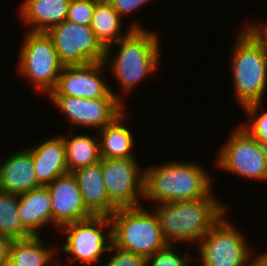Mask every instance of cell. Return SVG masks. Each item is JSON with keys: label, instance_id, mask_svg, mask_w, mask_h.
Returning a JSON list of instances; mask_svg holds the SVG:
<instances>
[{"label": "cell", "instance_id": "cell-13", "mask_svg": "<svg viewBox=\"0 0 267 266\" xmlns=\"http://www.w3.org/2000/svg\"><path fill=\"white\" fill-rule=\"evenodd\" d=\"M104 62L89 63L84 66H64L56 87L48 96H74L87 99L118 98L125 103L120 94L112 91L106 83Z\"/></svg>", "mask_w": 267, "mask_h": 266}, {"label": "cell", "instance_id": "cell-32", "mask_svg": "<svg viewBox=\"0 0 267 266\" xmlns=\"http://www.w3.org/2000/svg\"><path fill=\"white\" fill-rule=\"evenodd\" d=\"M249 266H267V255L265 253L253 256Z\"/></svg>", "mask_w": 267, "mask_h": 266}, {"label": "cell", "instance_id": "cell-11", "mask_svg": "<svg viewBox=\"0 0 267 266\" xmlns=\"http://www.w3.org/2000/svg\"><path fill=\"white\" fill-rule=\"evenodd\" d=\"M101 159V172L109 200L117 207L142 205L144 170L135 159ZM141 197V198H140Z\"/></svg>", "mask_w": 267, "mask_h": 266}, {"label": "cell", "instance_id": "cell-17", "mask_svg": "<svg viewBox=\"0 0 267 266\" xmlns=\"http://www.w3.org/2000/svg\"><path fill=\"white\" fill-rule=\"evenodd\" d=\"M78 183L82 199L94 216H108L117 209L109 200L101 172V161L72 172Z\"/></svg>", "mask_w": 267, "mask_h": 266}, {"label": "cell", "instance_id": "cell-9", "mask_svg": "<svg viewBox=\"0 0 267 266\" xmlns=\"http://www.w3.org/2000/svg\"><path fill=\"white\" fill-rule=\"evenodd\" d=\"M63 66L104 62L105 48L90 26L64 20L47 32Z\"/></svg>", "mask_w": 267, "mask_h": 266}, {"label": "cell", "instance_id": "cell-15", "mask_svg": "<svg viewBox=\"0 0 267 266\" xmlns=\"http://www.w3.org/2000/svg\"><path fill=\"white\" fill-rule=\"evenodd\" d=\"M36 179L41 186L49 185L55 178L68 173L66 146L62 134L45 138L29 147Z\"/></svg>", "mask_w": 267, "mask_h": 266}, {"label": "cell", "instance_id": "cell-6", "mask_svg": "<svg viewBox=\"0 0 267 266\" xmlns=\"http://www.w3.org/2000/svg\"><path fill=\"white\" fill-rule=\"evenodd\" d=\"M25 34L18 51V73L27 78L38 92L40 90L47 96L56 87L64 66L46 32L27 31Z\"/></svg>", "mask_w": 267, "mask_h": 266}, {"label": "cell", "instance_id": "cell-26", "mask_svg": "<svg viewBox=\"0 0 267 266\" xmlns=\"http://www.w3.org/2000/svg\"><path fill=\"white\" fill-rule=\"evenodd\" d=\"M172 244H167L152 256L146 258V266H189L190 256H181ZM189 260V261H188ZM189 262V263H188Z\"/></svg>", "mask_w": 267, "mask_h": 266}, {"label": "cell", "instance_id": "cell-25", "mask_svg": "<svg viewBox=\"0 0 267 266\" xmlns=\"http://www.w3.org/2000/svg\"><path fill=\"white\" fill-rule=\"evenodd\" d=\"M262 108V109H260ZM249 116L241 125L255 140L267 147V111H263L262 100L248 104L242 108ZM260 110L263 112H260Z\"/></svg>", "mask_w": 267, "mask_h": 266}, {"label": "cell", "instance_id": "cell-22", "mask_svg": "<svg viewBox=\"0 0 267 266\" xmlns=\"http://www.w3.org/2000/svg\"><path fill=\"white\" fill-rule=\"evenodd\" d=\"M41 241V236L13 241L8 266H59L55 251Z\"/></svg>", "mask_w": 267, "mask_h": 266}, {"label": "cell", "instance_id": "cell-30", "mask_svg": "<svg viewBox=\"0 0 267 266\" xmlns=\"http://www.w3.org/2000/svg\"><path fill=\"white\" fill-rule=\"evenodd\" d=\"M259 23V24H258ZM247 24L246 28L259 40L262 44L267 59V23L265 25L260 22Z\"/></svg>", "mask_w": 267, "mask_h": 266}, {"label": "cell", "instance_id": "cell-31", "mask_svg": "<svg viewBox=\"0 0 267 266\" xmlns=\"http://www.w3.org/2000/svg\"><path fill=\"white\" fill-rule=\"evenodd\" d=\"M13 240L0 235V265L9 264L10 249Z\"/></svg>", "mask_w": 267, "mask_h": 266}, {"label": "cell", "instance_id": "cell-20", "mask_svg": "<svg viewBox=\"0 0 267 266\" xmlns=\"http://www.w3.org/2000/svg\"><path fill=\"white\" fill-rule=\"evenodd\" d=\"M124 110L110 124L98 130L100 134L101 158L126 159L135 157L133 155L134 137L127 125V112ZM101 131V132H100Z\"/></svg>", "mask_w": 267, "mask_h": 266}, {"label": "cell", "instance_id": "cell-2", "mask_svg": "<svg viewBox=\"0 0 267 266\" xmlns=\"http://www.w3.org/2000/svg\"><path fill=\"white\" fill-rule=\"evenodd\" d=\"M208 174L203 166L184 160L146 167L143 199L156 204L201 199L214 190Z\"/></svg>", "mask_w": 267, "mask_h": 266}, {"label": "cell", "instance_id": "cell-4", "mask_svg": "<svg viewBox=\"0 0 267 266\" xmlns=\"http://www.w3.org/2000/svg\"><path fill=\"white\" fill-rule=\"evenodd\" d=\"M241 31L234 40L229 67L233 77L234 99L243 108L263 101L267 89V59L259 40L246 27Z\"/></svg>", "mask_w": 267, "mask_h": 266}, {"label": "cell", "instance_id": "cell-23", "mask_svg": "<svg viewBox=\"0 0 267 266\" xmlns=\"http://www.w3.org/2000/svg\"><path fill=\"white\" fill-rule=\"evenodd\" d=\"M66 146L68 172L96 164L101 161L99 139L88 134L62 135Z\"/></svg>", "mask_w": 267, "mask_h": 266}, {"label": "cell", "instance_id": "cell-12", "mask_svg": "<svg viewBox=\"0 0 267 266\" xmlns=\"http://www.w3.org/2000/svg\"><path fill=\"white\" fill-rule=\"evenodd\" d=\"M51 103L74 127L102 129L110 124L124 110V104L118 98L87 99L74 96H48Z\"/></svg>", "mask_w": 267, "mask_h": 266}, {"label": "cell", "instance_id": "cell-21", "mask_svg": "<svg viewBox=\"0 0 267 266\" xmlns=\"http://www.w3.org/2000/svg\"><path fill=\"white\" fill-rule=\"evenodd\" d=\"M122 18L113 9L107 0H96L93 18L90 27L97 40L104 48L116 43L126 36L132 29H146L137 21L130 24L131 27L122 34Z\"/></svg>", "mask_w": 267, "mask_h": 266}, {"label": "cell", "instance_id": "cell-33", "mask_svg": "<svg viewBox=\"0 0 267 266\" xmlns=\"http://www.w3.org/2000/svg\"><path fill=\"white\" fill-rule=\"evenodd\" d=\"M58 263H59V266H69L70 265V264H64L63 262L60 263L59 261H58Z\"/></svg>", "mask_w": 267, "mask_h": 266}, {"label": "cell", "instance_id": "cell-1", "mask_svg": "<svg viewBox=\"0 0 267 266\" xmlns=\"http://www.w3.org/2000/svg\"><path fill=\"white\" fill-rule=\"evenodd\" d=\"M219 201L212 190L201 199L158 203L151 211L157 216L167 244L190 242L193 245L227 212L228 207Z\"/></svg>", "mask_w": 267, "mask_h": 266}, {"label": "cell", "instance_id": "cell-8", "mask_svg": "<svg viewBox=\"0 0 267 266\" xmlns=\"http://www.w3.org/2000/svg\"><path fill=\"white\" fill-rule=\"evenodd\" d=\"M222 217L198 242L199 260L202 266H249L254 255L245 236L235 225ZM229 220V221H228Z\"/></svg>", "mask_w": 267, "mask_h": 266}, {"label": "cell", "instance_id": "cell-27", "mask_svg": "<svg viewBox=\"0 0 267 266\" xmlns=\"http://www.w3.org/2000/svg\"><path fill=\"white\" fill-rule=\"evenodd\" d=\"M95 5L96 0H71L66 20L90 26Z\"/></svg>", "mask_w": 267, "mask_h": 266}, {"label": "cell", "instance_id": "cell-16", "mask_svg": "<svg viewBox=\"0 0 267 266\" xmlns=\"http://www.w3.org/2000/svg\"><path fill=\"white\" fill-rule=\"evenodd\" d=\"M38 187L41 185L36 179L29 148L10 154L0 163V191L21 195Z\"/></svg>", "mask_w": 267, "mask_h": 266}, {"label": "cell", "instance_id": "cell-14", "mask_svg": "<svg viewBox=\"0 0 267 266\" xmlns=\"http://www.w3.org/2000/svg\"><path fill=\"white\" fill-rule=\"evenodd\" d=\"M47 188L51 197L52 224L58 230L94 216L85 206L72 172L55 178Z\"/></svg>", "mask_w": 267, "mask_h": 266}, {"label": "cell", "instance_id": "cell-10", "mask_svg": "<svg viewBox=\"0 0 267 266\" xmlns=\"http://www.w3.org/2000/svg\"><path fill=\"white\" fill-rule=\"evenodd\" d=\"M60 232L66 236V241L61 245L62 251L72 255L71 262L78 260L87 266L100 262L101 256L107 253L112 242L111 221L108 216H93L66 225Z\"/></svg>", "mask_w": 267, "mask_h": 266}, {"label": "cell", "instance_id": "cell-24", "mask_svg": "<svg viewBox=\"0 0 267 266\" xmlns=\"http://www.w3.org/2000/svg\"><path fill=\"white\" fill-rule=\"evenodd\" d=\"M0 235L13 241L33 236L20 220L19 195L0 191Z\"/></svg>", "mask_w": 267, "mask_h": 266}, {"label": "cell", "instance_id": "cell-3", "mask_svg": "<svg viewBox=\"0 0 267 266\" xmlns=\"http://www.w3.org/2000/svg\"><path fill=\"white\" fill-rule=\"evenodd\" d=\"M156 31L132 29L126 36L105 48V65L109 64L111 49L116 44L119 49L112 59L110 70L118 87L128 95L145 77L156 71L160 60V38ZM160 50V51H159Z\"/></svg>", "mask_w": 267, "mask_h": 266}, {"label": "cell", "instance_id": "cell-5", "mask_svg": "<svg viewBox=\"0 0 267 266\" xmlns=\"http://www.w3.org/2000/svg\"><path fill=\"white\" fill-rule=\"evenodd\" d=\"M109 218L112 243L120 249L147 258L167 245L156 214L142 205L117 208Z\"/></svg>", "mask_w": 267, "mask_h": 266}, {"label": "cell", "instance_id": "cell-28", "mask_svg": "<svg viewBox=\"0 0 267 266\" xmlns=\"http://www.w3.org/2000/svg\"><path fill=\"white\" fill-rule=\"evenodd\" d=\"M107 252H113L114 254L104 266H146L145 257L120 249L112 242Z\"/></svg>", "mask_w": 267, "mask_h": 266}, {"label": "cell", "instance_id": "cell-7", "mask_svg": "<svg viewBox=\"0 0 267 266\" xmlns=\"http://www.w3.org/2000/svg\"><path fill=\"white\" fill-rule=\"evenodd\" d=\"M223 143L214 162L221 170L267 183V147L237 126Z\"/></svg>", "mask_w": 267, "mask_h": 266}, {"label": "cell", "instance_id": "cell-29", "mask_svg": "<svg viewBox=\"0 0 267 266\" xmlns=\"http://www.w3.org/2000/svg\"><path fill=\"white\" fill-rule=\"evenodd\" d=\"M113 9L120 15L122 18L125 15L130 13L133 14L138 8L142 7L151 0H107Z\"/></svg>", "mask_w": 267, "mask_h": 266}, {"label": "cell", "instance_id": "cell-18", "mask_svg": "<svg viewBox=\"0 0 267 266\" xmlns=\"http://www.w3.org/2000/svg\"><path fill=\"white\" fill-rule=\"evenodd\" d=\"M71 0H23L18 12L29 32H47L66 20Z\"/></svg>", "mask_w": 267, "mask_h": 266}, {"label": "cell", "instance_id": "cell-19", "mask_svg": "<svg viewBox=\"0 0 267 266\" xmlns=\"http://www.w3.org/2000/svg\"><path fill=\"white\" fill-rule=\"evenodd\" d=\"M19 217L33 236H40L38 230L52 224L51 197L47 186L19 195Z\"/></svg>", "mask_w": 267, "mask_h": 266}]
</instances>
